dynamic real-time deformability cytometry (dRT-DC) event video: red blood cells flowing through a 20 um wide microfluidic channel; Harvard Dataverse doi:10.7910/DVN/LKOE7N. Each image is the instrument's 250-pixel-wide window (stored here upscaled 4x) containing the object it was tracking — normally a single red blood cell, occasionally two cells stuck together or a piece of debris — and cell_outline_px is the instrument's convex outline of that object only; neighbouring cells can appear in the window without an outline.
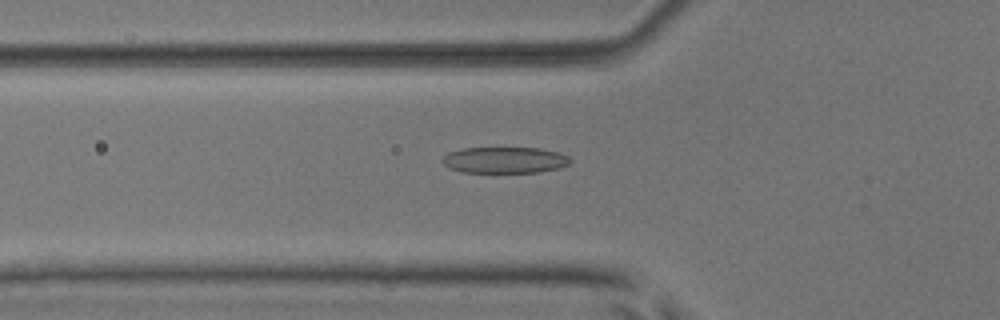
{"species": "common noctule bat (a hibernating species)", "species_latin": "Nyctalus noctula", "temperature_condition": "room temperature", "stored_images_in_passage": 51, "camera_frame_rate_fps": 3000, "um_per_image_px": 0.085, "animal": {"sex": "male", "body_mass_g": 17.9, "forearm_length_mm": 54.2}, "frame": {"image": 1, "passage_image": 17, "time_ms": 5.333, "image_size_px": [1000, 320], "cell_outline_px": [[572, 160], [568, 164], [560, 168], [540, 172], [460, 172], [448, 168], [440, 160], [448, 152], [464, 148], [540, 148], [560, 152], [568, 156]], "centroid_in_image_um": [42.9, 13.6], "position_along_channel_um": 82.9, "area_um2": 19.71}}
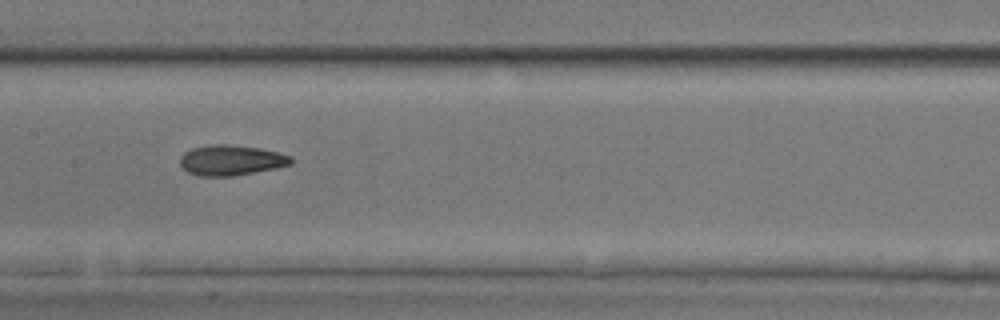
{"frame": {"image": 2, "passage_image": 25, "time_ms": 8.0, "image_size_px": [1000, 320], "cell_outline_px": [[292, 164], [276, 168], [232, 176], [200, 176], [188, 172], [180, 164], [180, 156], [184, 152], [192, 148], [216, 144], [228, 144], [260, 148], [292, 156]], "centroid_in_image_um": [19.64, 13.62], "position_along_channel_um": 187.8, "area_um2": 19.54}}
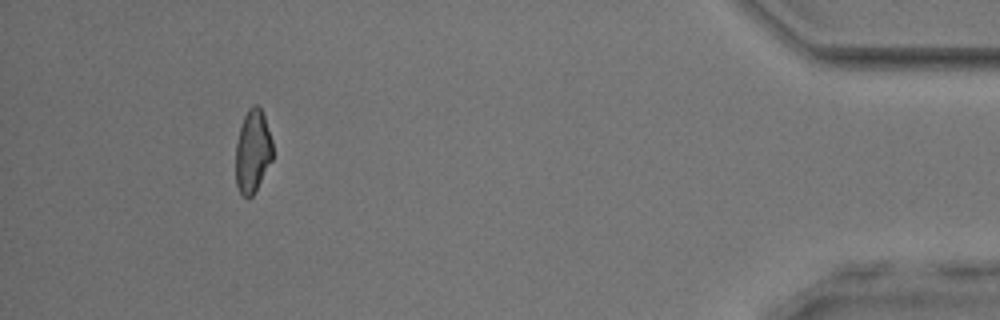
{"frame": {"image": 3, "passage_image": 47, "time_ms": 15.333, "image_size_px": [1000, 320], "cell_outline_px": [[272, 160], [252, 196], [248, 200], [240, 192], [236, 184], [236, 144], [240, 128], [244, 116], [248, 108], [252, 104], [256, 104], [260, 108], [264, 116], [272, 140]], "centroid_in_image_um": [21.47, 12.85], "position_along_channel_um": 413.7, "area_um2": 17.74}, "authors_computed_cell_mechanics": {"area_um2": 19.5364, "velocity_mm_per_s": 3.9195, "shape_relaxation_time_tau1_ms": 4.7637, "shape_relaxation_time_tau2_ms": 3.4088, "deformation_change_tau1": 0.1699, "deformation_change_tau2": 0.1261}}